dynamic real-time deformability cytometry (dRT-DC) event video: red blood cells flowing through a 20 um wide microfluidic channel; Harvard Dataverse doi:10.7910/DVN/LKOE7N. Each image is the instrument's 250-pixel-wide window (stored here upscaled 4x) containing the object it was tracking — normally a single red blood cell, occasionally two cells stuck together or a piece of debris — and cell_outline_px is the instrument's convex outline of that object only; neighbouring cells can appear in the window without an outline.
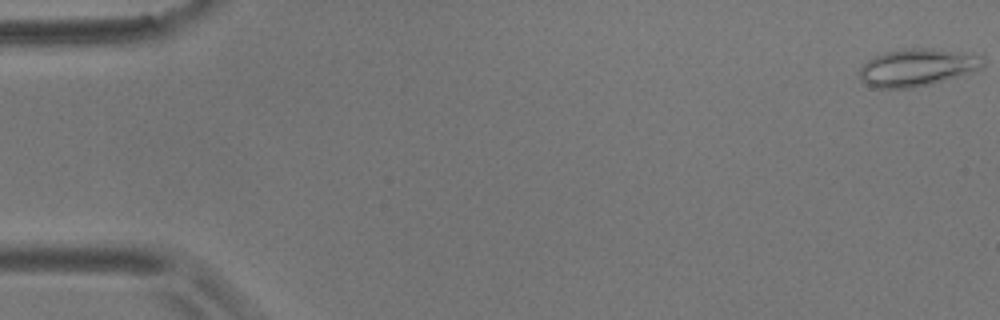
{"species": "common noctule bat (a hibernating species)", "species_latin": "Nyctalus noctula", "temperature_condition": "room temperature", "stored_images_in_passage": 56, "camera_frame_rate_fps": 3000, "um_per_image_px": 0.085, "animal": {"sex": "male", "body_mass_g": 17.9}, "frame": {"image": 1, "passage_image": 1, "time_ms": 0.0, "image_size_px": [1000, 320], "cell_outline_px": [[984, 68], [944, 80], [912, 88], [872, 88], [860, 80], [860, 68], [868, 60], [884, 52], [904, 48], [936, 48], [964, 52], [984, 56]], "centroid_in_image_um": [77.98, 5.72], "position_along_channel_um": 7.0, "area_um2": 27.11}}
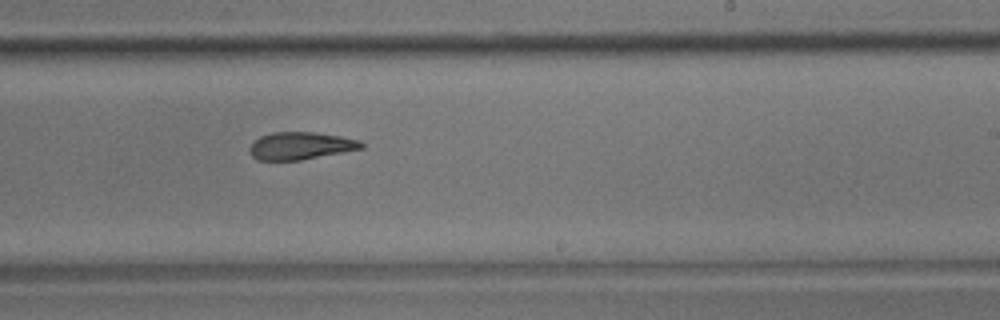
{"frame": {"image": 2, "passage_image": 34, "time_ms": 11.0, "image_size_px": [1000, 320], "cell_outline_px": [[364, 148], [344, 152], [300, 160], [256, 160], [252, 156], [248, 148], [260, 136], [272, 132], [316, 132], [340, 136], [360, 140], [364, 144]], "centroid_in_image_um": [25.56, 12.39], "position_along_channel_um": 263.4, "area_um2": 17.92}}
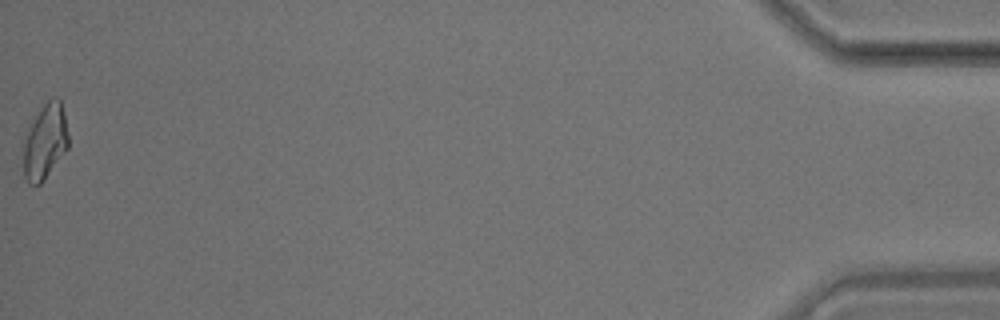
{"frame": {"image": 3, "passage_image": 56, "time_ms": 18.333, "image_size_px": [1000, 320], "cell_outline_px": [[68, 148], [40, 184], [28, 184], [24, 176], [24, 136], [36, 116], [44, 104], [52, 96], [56, 96], [60, 100], [64, 116], [68, 136]], "centroid_in_image_um": [3.83, 12.04], "position_along_channel_um": 431.4, "area_um2": 19.31}, "authors_computed_cell_mechanics": {"area_um2": 19.2185, "velocity_mm_per_s": 3.6065, "shape_relaxation_time_tau1_ms": null, "shape_relaxation_time_tau2_ms": 4.648, "deformation_change_tau1": null, "deformation_change_tau2": 0.1305}}